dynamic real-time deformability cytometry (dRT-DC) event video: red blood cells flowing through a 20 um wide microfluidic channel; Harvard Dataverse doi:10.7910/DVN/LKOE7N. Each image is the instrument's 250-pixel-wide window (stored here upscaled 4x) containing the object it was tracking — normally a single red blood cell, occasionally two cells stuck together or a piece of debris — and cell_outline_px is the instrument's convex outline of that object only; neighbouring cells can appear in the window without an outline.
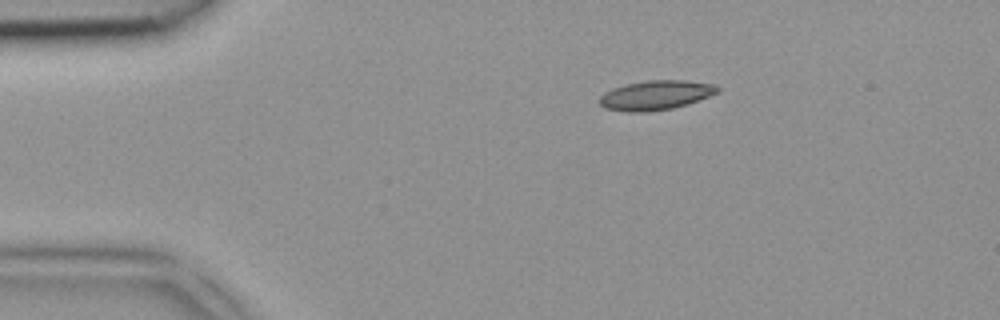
{"species": "common noctule bat (a hibernating species)", "species_latin": "Nyctalus noctula", "temperature_condition": "room temperature", "stored_images_in_passage": 3, "camera_frame_rate_fps": 3000, "um_per_image_px": 0.085, "animal": {"sex": "female", "body_mass_g": 18.4}, "frame": {"image": 1, "passage_image": 1, "time_ms": 0.0, "image_size_px": [1000, 320], "cell_outline_px": [[720, 92], [688, 104], [672, 108], [648, 112], [628, 112], [604, 108], [596, 100], [604, 92], [612, 88], [624, 84], [648, 80], [684, 80], [716, 84], [720, 88]], "centroid_in_image_um": [55.72, 8.09], "position_along_channel_um": 29.3, "area_um2": 20.58}}
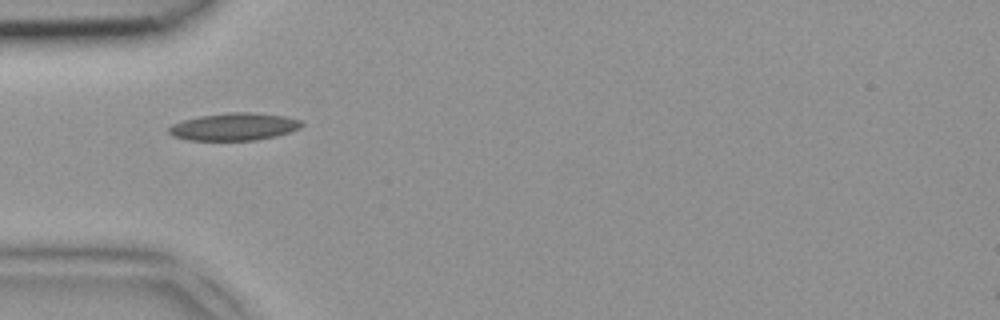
{"frame": {"image": 2, "passage_image": 3, "time_ms": 0.667, "image_size_px": [1000, 320], "cell_outline_px": [[304, 124], [300, 128], [276, 136], [256, 140], [188, 140], [172, 136], [168, 132], [168, 128], [172, 124], [184, 120], [200, 116], [228, 112], [252, 112], [284, 116], [304, 120]], "centroid_in_image_um": [19.92, 10.77], "position_along_channel_um": 65.1, "area_um2": 21.33}}